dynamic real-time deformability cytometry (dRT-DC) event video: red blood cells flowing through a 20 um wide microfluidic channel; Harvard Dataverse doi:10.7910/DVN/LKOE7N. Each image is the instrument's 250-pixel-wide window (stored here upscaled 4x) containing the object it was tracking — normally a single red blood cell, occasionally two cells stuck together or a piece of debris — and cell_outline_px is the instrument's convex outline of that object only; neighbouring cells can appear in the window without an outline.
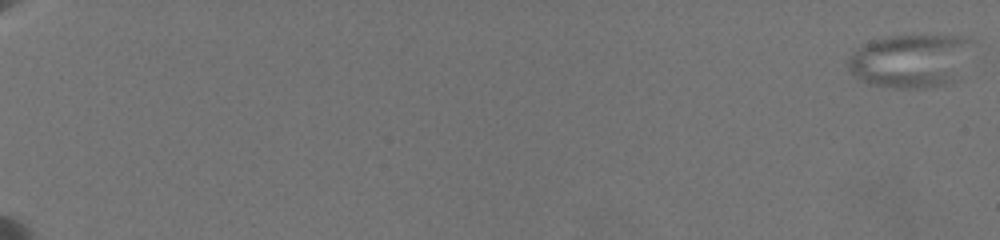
{"species": "common noctule bat (a hibernating species)", "species_latin": "Nyctalus noctula", "temperature_condition": "warm", "stored_images_in_passage": 2, "camera_frame_rate_fps": 3000, "um_per_image_px": 0.085, "animal": {"sex": "female", "body_mass_g": 19.5, "forearm_length_mm": 54.1}, "frame": {"image": 1, "passage_image": 1, "time_ms": 0.0, "image_size_px": [1000, 240], "cell_outline_px": [[976, 40], [956, 80], [944, 84], [928, 88], [892, 88], [868, 84], [856, 80], [848, 72], [848, 60], [856, 48], [872, 40], [888, 36], [968, 36]], "centroid_in_image_um": [77.38, 5.17], "position_along_channel_um": 7.6, "area_um2": 39.42}}